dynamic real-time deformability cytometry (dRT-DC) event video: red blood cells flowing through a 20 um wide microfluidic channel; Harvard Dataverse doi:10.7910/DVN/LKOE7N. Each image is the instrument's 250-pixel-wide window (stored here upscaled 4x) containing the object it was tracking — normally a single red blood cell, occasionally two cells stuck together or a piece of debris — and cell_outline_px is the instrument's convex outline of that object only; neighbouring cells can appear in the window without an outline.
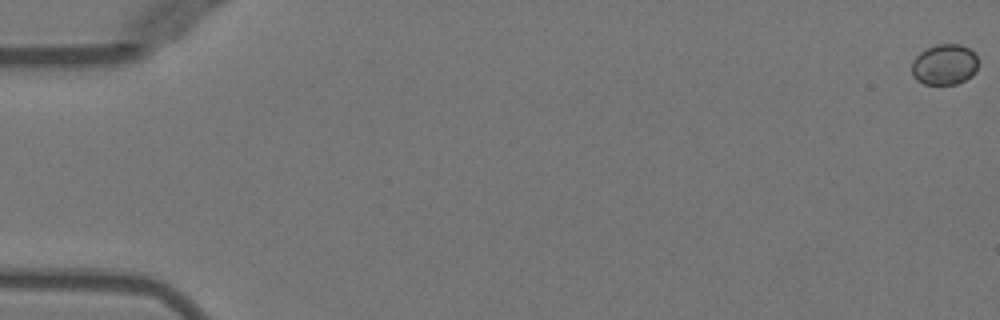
{"species": "Egyptian fruit bat (a non-hibernating species)", "species_latin": "Rousettus aegyptiacus", "temperature_condition": "warm", "stored_images_in_passage": 53, "camera_frame_rate_fps": 3000, "um_per_image_px": 0.085, "animal": {"sex": "female"}, "frame": {"image": 1, "passage_image": 1, "time_ms": 0.0, "image_size_px": [1000, 320], "cell_outline_px": [[976, 72], [972, 76], [956, 84], [924, 84], [916, 80], [912, 76], [912, 60], [920, 52], [936, 44], [960, 44], [968, 48], [976, 56]], "centroid_in_image_um": [80.25, 5.49], "position_along_channel_um": 4.8, "area_um2": 15.72}}
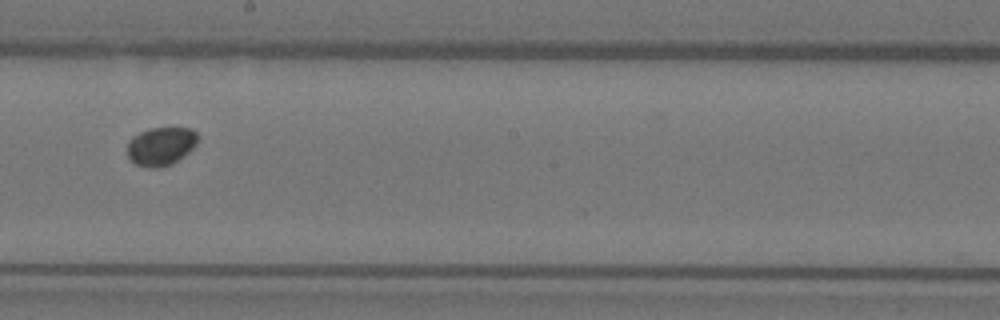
{"frame": {"image": 2, "passage_image": 31, "time_ms": 10.0, "image_size_px": [1000, 320], "cell_outline_px": [[200, 136], [196, 144], [188, 152], [172, 164], [152, 168], [148, 168], [136, 164], [128, 156], [128, 140], [132, 136], [148, 128], [192, 128]], "centroid_in_image_um": [13.69, 12.41], "position_along_channel_um": 234.5, "area_um2": 15.78}}
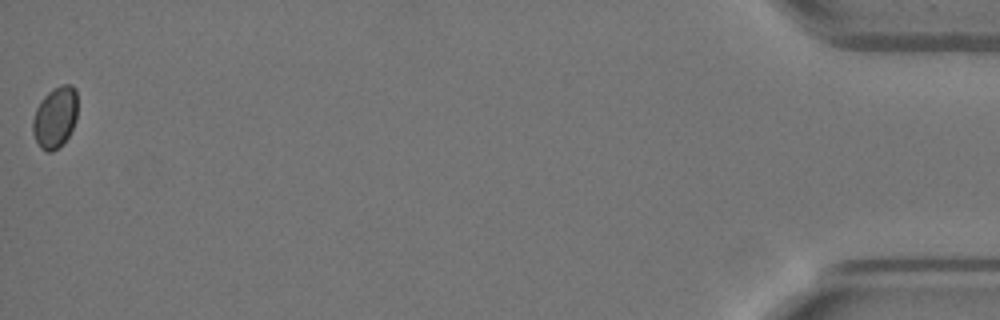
{"frame": {"image": 3, "passage_image": 53, "time_ms": 17.333, "image_size_px": [1000, 320], "cell_outline_px": [[76, 120], [64, 144], [52, 152], [48, 152], [40, 148], [32, 132], [32, 120], [36, 108], [40, 100], [52, 88], [60, 84], [72, 84], [76, 88]], "centroid_in_image_um": [4.67, 9.96], "position_along_channel_um": 430.5, "area_um2": 16.24}, "authors_computed_cell_mechanics": {"area_um2": 15.8372, "velocity_mm_per_s": 3.9683, "shape_relaxation_time_tau1_ms": null, "shape_relaxation_time_tau2_ms": 6.129, "deformation_change_tau1": null, "deformation_change_tau2": 0.0298}}